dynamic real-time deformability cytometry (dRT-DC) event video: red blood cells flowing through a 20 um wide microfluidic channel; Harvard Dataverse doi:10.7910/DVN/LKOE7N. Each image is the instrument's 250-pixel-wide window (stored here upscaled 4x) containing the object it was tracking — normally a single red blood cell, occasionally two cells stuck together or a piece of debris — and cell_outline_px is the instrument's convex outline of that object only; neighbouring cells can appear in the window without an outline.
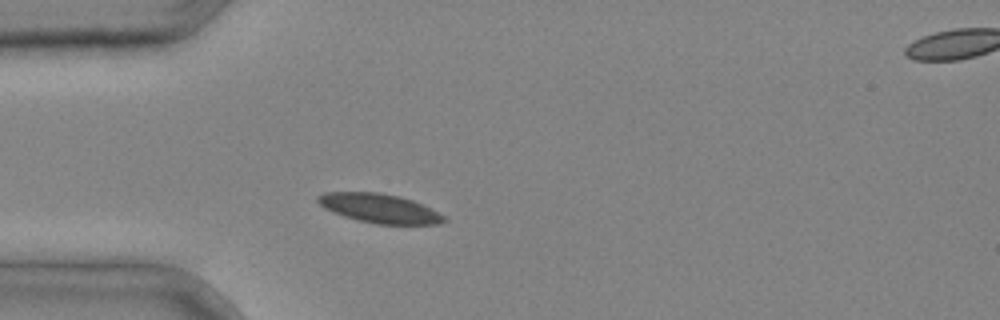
{"species": "common noctule bat (a hibernating species)", "species_latin": "Nyctalus noctula", "temperature_condition": "cold", "stored_images_in_passage": 3, "segment_of_instrument_passage": [1, 2], "camera_frame_rate_fps": 3000, "um_per_image_px": 0.085, "animal": {"sex": "male", "body_mass_g": 20.4}, "frame": {"image": 1, "passage_image": 2, "time_ms": 0.333, "image_size_px": [1000, 320], "cell_outline_px": [[448, 220], [440, 224], [376, 224], [344, 216], [332, 212], [324, 208], [316, 200], [316, 196], [324, 192], [380, 192], [400, 196], [412, 200], [444, 216]], "centroid_in_image_um": [32.21, 17.7], "position_along_channel_um": 52.8, "area_um2": 21.27}}